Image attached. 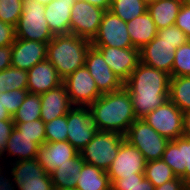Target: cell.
<instances>
[{
	"label": "cell",
	"mask_w": 190,
	"mask_h": 190,
	"mask_svg": "<svg viewBox=\"0 0 190 190\" xmlns=\"http://www.w3.org/2000/svg\"><path fill=\"white\" fill-rule=\"evenodd\" d=\"M169 82V74L139 62L124 82L137 119L144 118L169 99Z\"/></svg>",
	"instance_id": "obj_1"
},
{
	"label": "cell",
	"mask_w": 190,
	"mask_h": 190,
	"mask_svg": "<svg viewBox=\"0 0 190 190\" xmlns=\"http://www.w3.org/2000/svg\"><path fill=\"white\" fill-rule=\"evenodd\" d=\"M88 108L98 130L116 132L124 136L129 126L137 119L130 95L124 87L102 94Z\"/></svg>",
	"instance_id": "obj_2"
},
{
	"label": "cell",
	"mask_w": 190,
	"mask_h": 190,
	"mask_svg": "<svg viewBox=\"0 0 190 190\" xmlns=\"http://www.w3.org/2000/svg\"><path fill=\"white\" fill-rule=\"evenodd\" d=\"M91 45V41L74 34L54 35L48 42L47 59L63 80L85 66L86 54Z\"/></svg>",
	"instance_id": "obj_3"
},
{
	"label": "cell",
	"mask_w": 190,
	"mask_h": 190,
	"mask_svg": "<svg viewBox=\"0 0 190 190\" xmlns=\"http://www.w3.org/2000/svg\"><path fill=\"white\" fill-rule=\"evenodd\" d=\"M16 38L49 42L54 35L45 18V5L35 0H24L22 14L15 26Z\"/></svg>",
	"instance_id": "obj_4"
},
{
	"label": "cell",
	"mask_w": 190,
	"mask_h": 190,
	"mask_svg": "<svg viewBox=\"0 0 190 190\" xmlns=\"http://www.w3.org/2000/svg\"><path fill=\"white\" fill-rule=\"evenodd\" d=\"M124 139L125 136L120 133L98 130L94 138L80 150L79 154L85 163L107 171L116 158Z\"/></svg>",
	"instance_id": "obj_5"
},
{
	"label": "cell",
	"mask_w": 190,
	"mask_h": 190,
	"mask_svg": "<svg viewBox=\"0 0 190 190\" xmlns=\"http://www.w3.org/2000/svg\"><path fill=\"white\" fill-rule=\"evenodd\" d=\"M125 140L143 154L146 162L161 159L170 141L157 133L143 119H136L129 126Z\"/></svg>",
	"instance_id": "obj_6"
},
{
	"label": "cell",
	"mask_w": 190,
	"mask_h": 190,
	"mask_svg": "<svg viewBox=\"0 0 190 190\" xmlns=\"http://www.w3.org/2000/svg\"><path fill=\"white\" fill-rule=\"evenodd\" d=\"M142 119L169 140L183 135V112L169 99Z\"/></svg>",
	"instance_id": "obj_7"
},
{
	"label": "cell",
	"mask_w": 190,
	"mask_h": 190,
	"mask_svg": "<svg viewBox=\"0 0 190 190\" xmlns=\"http://www.w3.org/2000/svg\"><path fill=\"white\" fill-rule=\"evenodd\" d=\"M104 12V9L93 6L89 2L76 0L71 8V34L92 42L99 31Z\"/></svg>",
	"instance_id": "obj_8"
},
{
	"label": "cell",
	"mask_w": 190,
	"mask_h": 190,
	"mask_svg": "<svg viewBox=\"0 0 190 190\" xmlns=\"http://www.w3.org/2000/svg\"><path fill=\"white\" fill-rule=\"evenodd\" d=\"M67 141L80 152L98 131L87 106H73L67 113Z\"/></svg>",
	"instance_id": "obj_9"
},
{
	"label": "cell",
	"mask_w": 190,
	"mask_h": 190,
	"mask_svg": "<svg viewBox=\"0 0 190 190\" xmlns=\"http://www.w3.org/2000/svg\"><path fill=\"white\" fill-rule=\"evenodd\" d=\"M63 83L73 106L88 107L102 95L86 66L75 70Z\"/></svg>",
	"instance_id": "obj_10"
},
{
	"label": "cell",
	"mask_w": 190,
	"mask_h": 190,
	"mask_svg": "<svg viewBox=\"0 0 190 190\" xmlns=\"http://www.w3.org/2000/svg\"><path fill=\"white\" fill-rule=\"evenodd\" d=\"M91 44L92 46L134 48L127 30V22L110 10L103 13L99 31Z\"/></svg>",
	"instance_id": "obj_11"
},
{
	"label": "cell",
	"mask_w": 190,
	"mask_h": 190,
	"mask_svg": "<svg viewBox=\"0 0 190 190\" xmlns=\"http://www.w3.org/2000/svg\"><path fill=\"white\" fill-rule=\"evenodd\" d=\"M146 160L143 154L127 140L121 142L118 154L108 168L107 175L112 184L116 179L144 174Z\"/></svg>",
	"instance_id": "obj_12"
},
{
	"label": "cell",
	"mask_w": 190,
	"mask_h": 190,
	"mask_svg": "<svg viewBox=\"0 0 190 190\" xmlns=\"http://www.w3.org/2000/svg\"><path fill=\"white\" fill-rule=\"evenodd\" d=\"M85 66L102 94L115 92L124 87V82L104 61L102 53L92 45L87 51Z\"/></svg>",
	"instance_id": "obj_13"
},
{
	"label": "cell",
	"mask_w": 190,
	"mask_h": 190,
	"mask_svg": "<svg viewBox=\"0 0 190 190\" xmlns=\"http://www.w3.org/2000/svg\"><path fill=\"white\" fill-rule=\"evenodd\" d=\"M94 47L102 53L104 61L123 82L140 62V50L137 48Z\"/></svg>",
	"instance_id": "obj_14"
},
{
	"label": "cell",
	"mask_w": 190,
	"mask_h": 190,
	"mask_svg": "<svg viewBox=\"0 0 190 190\" xmlns=\"http://www.w3.org/2000/svg\"><path fill=\"white\" fill-rule=\"evenodd\" d=\"M48 42L16 38L12 44L11 67L30 70L47 59Z\"/></svg>",
	"instance_id": "obj_15"
},
{
	"label": "cell",
	"mask_w": 190,
	"mask_h": 190,
	"mask_svg": "<svg viewBox=\"0 0 190 190\" xmlns=\"http://www.w3.org/2000/svg\"><path fill=\"white\" fill-rule=\"evenodd\" d=\"M175 44L162 41L156 36L150 43L140 49V62L164 71L172 77V66L176 52Z\"/></svg>",
	"instance_id": "obj_16"
},
{
	"label": "cell",
	"mask_w": 190,
	"mask_h": 190,
	"mask_svg": "<svg viewBox=\"0 0 190 190\" xmlns=\"http://www.w3.org/2000/svg\"><path fill=\"white\" fill-rule=\"evenodd\" d=\"M79 154L69 141L45 142L39 149L37 161L47 174H51L57 167L67 163Z\"/></svg>",
	"instance_id": "obj_17"
},
{
	"label": "cell",
	"mask_w": 190,
	"mask_h": 190,
	"mask_svg": "<svg viewBox=\"0 0 190 190\" xmlns=\"http://www.w3.org/2000/svg\"><path fill=\"white\" fill-rule=\"evenodd\" d=\"M40 97V117L44 123L51 122L57 117H62L63 115H66L73 107L63 82L57 87H54L47 92L41 94Z\"/></svg>",
	"instance_id": "obj_18"
},
{
	"label": "cell",
	"mask_w": 190,
	"mask_h": 190,
	"mask_svg": "<svg viewBox=\"0 0 190 190\" xmlns=\"http://www.w3.org/2000/svg\"><path fill=\"white\" fill-rule=\"evenodd\" d=\"M27 72V90L29 93L41 95L63 82L54 65L48 59L35 64Z\"/></svg>",
	"instance_id": "obj_19"
},
{
	"label": "cell",
	"mask_w": 190,
	"mask_h": 190,
	"mask_svg": "<svg viewBox=\"0 0 190 190\" xmlns=\"http://www.w3.org/2000/svg\"><path fill=\"white\" fill-rule=\"evenodd\" d=\"M76 0H53L45 5V18L53 35L71 34V8Z\"/></svg>",
	"instance_id": "obj_20"
},
{
	"label": "cell",
	"mask_w": 190,
	"mask_h": 190,
	"mask_svg": "<svg viewBox=\"0 0 190 190\" xmlns=\"http://www.w3.org/2000/svg\"><path fill=\"white\" fill-rule=\"evenodd\" d=\"M127 30L132 45L139 50L150 43L158 33V29L147 11L143 15L128 21Z\"/></svg>",
	"instance_id": "obj_21"
},
{
	"label": "cell",
	"mask_w": 190,
	"mask_h": 190,
	"mask_svg": "<svg viewBox=\"0 0 190 190\" xmlns=\"http://www.w3.org/2000/svg\"><path fill=\"white\" fill-rule=\"evenodd\" d=\"M40 147L41 146L35 139L20 134L14 127L11 131L10 138L7 140V146L4 153H8V156L16 157L14 162L32 160L37 158Z\"/></svg>",
	"instance_id": "obj_22"
},
{
	"label": "cell",
	"mask_w": 190,
	"mask_h": 190,
	"mask_svg": "<svg viewBox=\"0 0 190 190\" xmlns=\"http://www.w3.org/2000/svg\"><path fill=\"white\" fill-rule=\"evenodd\" d=\"M182 4L183 0H157L147 5V12L160 30L175 25Z\"/></svg>",
	"instance_id": "obj_23"
},
{
	"label": "cell",
	"mask_w": 190,
	"mask_h": 190,
	"mask_svg": "<svg viewBox=\"0 0 190 190\" xmlns=\"http://www.w3.org/2000/svg\"><path fill=\"white\" fill-rule=\"evenodd\" d=\"M84 163L85 161L80 154H78L75 158L67 160V163L57 167L56 170L50 174L53 186L75 189Z\"/></svg>",
	"instance_id": "obj_24"
},
{
	"label": "cell",
	"mask_w": 190,
	"mask_h": 190,
	"mask_svg": "<svg viewBox=\"0 0 190 190\" xmlns=\"http://www.w3.org/2000/svg\"><path fill=\"white\" fill-rule=\"evenodd\" d=\"M75 189L111 190V183L106 171L99 169L94 165L84 163Z\"/></svg>",
	"instance_id": "obj_25"
},
{
	"label": "cell",
	"mask_w": 190,
	"mask_h": 190,
	"mask_svg": "<svg viewBox=\"0 0 190 190\" xmlns=\"http://www.w3.org/2000/svg\"><path fill=\"white\" fill-rule=\"evenodd\" d=\"M169 100L182 112L190 110V76L170 77Z\"/></svg>",
	"instance_id": "obj_26"
},
{
	"label": "cell",
	"mask_w": 190,
	"mask_h": 190,
	"mask_svg": "<svg viewBox=\"0 0 190 190\" xmlns=\"http://www.w3.org/2000/svg\"><path fill=\"white\" fill-rule=\"evenodd\" d=\"M10 179V177H2L0 181V190H53V182L50 174L43 177L31 179ZM15 185H14V183ZM16 186V187H15Z\"/></svg>",
	"instance_id": "obj_27"
},
{
	"label": "cell",
	"mask_w": 190,
	"mask_h": 190,
	"mask_svg": "<svg viewBox=\"0 0 190 190\" xmlns=\"http://www.w3.org/2000/svg\"><path fill=\"white\" fill-rule=\"evenodd\" d=\"M114 15L128 22L147 11V4L142 0H111L109 9Z\"/></svg>",
	"instance_id": "obj_28"
},
{
	"label": "cell",
	"mask_w": 190,
	"mask_h": 190,
	"mask_svg": "<svg viewBox=\"0 0 190 190\" xmlns=\"http://www.w3.org/2000/svg\"><path fill=\"white\" fill-rule=\"evenodd\" d=\"M28 72L9 67L0 71V93L11 90H27Z\"/></svg>",
	"instance_id": "obj_29"
},
{
	"label": "cell",
	"mask_w": 190,
	"mask_h": 190,
	"mask_svg": "<svg viewBox=\"0 0 190 190\" xmlns=\"http://www.w3.org/2000/svg\"><path fill=\"white\" fill-rule=\"evenodd\" d=\"M41 97L39 94L29 93L20 108L12 117L14 122H29L41 119Z\"/></svg>",
	"instance_id": "obj_30"
},
{
	"label": "cell",
	"mask_w": 190,
	"mask_h": 190,
	"mask_svg": "<svg viewBox=\"0 0 190 190\" xmlns=\"http://www.w3.org/2000/svg\"><path fill=\"white\" fill-rule=\"evenodd\" d=\"M144 177L148 179L154 187H158L166 181L174 180L177 176L165 161L159 159L146 162Z\"/></svg>",
	"instance_id": "obj_31"
},
{
	"label": "cell",
	"mask_w": 190,
	"mask_h": 190,
	"mask_svg": "<svg viewBox=\"0 0 190 190\" xmlns=\"http://www.w3.org/2000/svg\"><path fill=\"white\" fill-rule=\"evenodd\" d=\"M13 179H31L43 177L47 172L40 166L37 159L21 160L10 163Z\"/></svg>",
	"instance_id": "obj_32"
},
{
	"label": "cell",
	"mask_w": 190,
	"mask_h": 190,
	"mask_svg": "<svg viewBox=\"0 0 190 190\" xmlns=\"http://www.w3.org/2000/svg\"><path fill=\"white\" fill-rule=\"evenodd\" d=\"M161 159L177 177L182 176L181 137L169 141Z\"/></svg>",
	"instance_id": "obj_33"
},
{
	"label": "cell",
	"mask_w": 190,
	"mask_h": 190,
	"mask_svg": "<svg viewBox=\"0 0 190 190\" xmlns=\"http://www.w3.org/2000/svg\"><path fill=\"white\" fill-rule=\"evenodd\" d=\"M112 190H154V185L144 177V174L116 179L111 184Z\"/></svg>",
	"instance_id": "obj_34"
},
{
	"label": "cell",
	"mask_w": 190,
	"mask_h": 190,
	"mask_svg": "<svg viewBox=\"0 0 190 190\" xmlns=\"http://www.w3.org/2000/svg\"><path fill=\"white\" fill-rule=\"evenodd\" d=\"M14 127L20 134L35 139L40 146L46 142L45 123L41 119L25 123L14 122Z\"/></svg>",
	"instance_id": "obj_35"
},
{
	"label": "cell",
	"mask_w": 190,
	"mask_h": 190,
	"mask_svg": "<svg viewBox=\"0 0 190 190\" xmlns=\"http://www.w3.org/2000/svg\"><path fill=\"white\" fill-rule=\"evenodd\" d=\"M190 76V40L176 49L172 77Z\"/></svg>",
	"instance_id": "obj_36"
},
{
	"label": "cell",
	"mask_w": 190,
	"mask_h": 190,
	"mask_svg": "<svg viewBox=\"0 0 190 190\" xmlns=\"http://www.w3.org/2000/svg\"><path fill=\"white\" fill-rule=\"evenodd\" d=\"M24 0H0V20L16 26L22 14Z\"/></svg>",
	"instance_id": "obj_37"
},
{
	"label": "cell",
	"mask_w": 190,
	"mask_h": 190,
	"mask_svg": "<svg viewBox=\"0 0 190 190\" xmlns=\"http://www.w3.org/2000/svg\"><path fill=\"white\" fill-rule=\"evenodd\" d=\"M67 114L45 123L46 142L67 141Z\"/></svg>",
	"instance_id": "obj_38"
},
{
	"label": "cell",
	"mask_w": 190,
	"mask_h": 190,
	"mask_svg": "<svg viewBox=\"0 0 190 190\" xmlns=\"http://www.w3.org/2000/svg\"><path fill=\"white\" fill-rule=\"evenodd\" d=\"M28 94V90H11L1 93V103L13 117L17 110L22 105L25 97Z\"/></svg>",
	"instance_id": "obj_39"
},
{
	"label": "cell",
	"mask_w": 190,
	"mask_h": 190,
	"mask_svg": "<svg viewBox=\"0 0 190 190\" xmlns=\"http://www.w3.org/2000/svg\"><path fill=\"white\" fill-rule=\"evenodd\" d=\"M157 36L161 38L162 41L175 44L176 48H179L181 45L186 44L190 40L176 25L158 30Z\"/></svg>",
	"instance_id": "obj_40"
},
{
	"label": "cell",
	"mask_w": 190,
	"mask_h": 190,
	"mask_svg": "<svg viewBox=\"0 0 190 190\" xmlns=\"http://www.w3.org/2000/svg\"><path fill=\"white\" fill-rule=\"evenodd\" d=\"M182 176L185 184L190 187V138L181 137Z\"/></svg>",
	"instance_id": "obj_41"
},
{
	"label": "cell",
	"mask_w": 190,
	"mask_h": 190,
	"mask_svg": "<svg viewBox=\"0 0 190 190\" xmlns=\"http://www.w3.org/2000/svg\"><path fill=\"white\" fill-rule=\"evenodd\" d=\"M175 25L190 39V7L182 4Z\"/></svg>",
	"instance_id": "obj_42"
},
{
	"label": "cell",
	"mask_w": 190,
	"mask_h": 190,
	"mask_svg": "<svg viewBox=\"0 0 190 190\" xmlns=\"http://www.w3.org/2000/svg\"><path fill=\"white\" fill-rule=\"evenodd\" d=\"M13 128V120H0V159H2V156H4L7 140L10 138Z\"/></svg>",
	"instance_id": "obj_43"
},
{
	"label": "cell",
	"mask_w": 190,
	"mask_h": 190,
	"mask_svg": "<svg viewBox=\"0 0 190 190\" xmlns=\"http://www.w3.org/2000/svg\"><path fill=\"white\" fill-rule=\"evenodd\" d=\"M15 39V27L0 20V47L12 45Z\"/></svg>",
	"instance_id": "obj_44"
},
{
	"label": "cell",
	"mask_w": 190,
	"mask_h": 190,
	"mask_svg": "<svg viewBox=\"0 0 190 190\" xmlns=\"http://www.w3.org/2000/svg\"><path fill=\"white\" fill-rule=\"evenodd\" d=\"M154 190H189V187L183 179L176 177L174 180L166 181L161 186L155 187Z\"/></svg>",
	"instance_id": "obj_45"
},
{
	"label": "cell",
	"mask_w": 190,
	"mask_h": 190,
	"mask_svg": "<svg viewBox=\"0 0 190 190\" xmlns=\"http://www.w3.org/2000/svg\"><path fill=\"white\" fill-rule=\"evenodd\" d=\"M12 45L0 47V71L11 67Z\"/></svg>",
	"instance_id": "obj_46"
},
{
	"label": "cell",
	"mask_w": 190,
	"mask_h": 190,
	"mask_svg": "<svg viewBox=\"0 0 190 190\" xmlns=\"http://www.w3.org/2000/svg\"><path fill=\"white\" fill-rule=\"evenodd\" d=\"M183 137L190 138V110L183 112Z\"/></svg>",
	"instance_id": "obj_47"
},
{
	"label": "cell",
	"mask_w": 190,
	"mask_h": 190,
	"mask_svg": "<svg viewBox=\"0 0 190 190\" xmlns=\"http://www.w3.org/2000/svg\"><path fill=\"white\" fill-rule=\"evenodd\" d=\"M85 2H89L93 6L104 9L105 11L110 9L111 0H83Z\"/></svg>",
	"instance_id": "obj_48"
},
{
	"label": "cell",
	"mask_w": 190,
	"mask_h": 190,
	"mask_svg": "<svg viewBox=\"0 0 190 190\" xmlns=\"http://www.w3.org/2000/svg\"><path fill=\"white\" fill-rule=\"evenodd\" d=\"M0 120H13L12 116L9 114V112L1 103V93H0Z\"/></svg>",
	"instance_id": "obj_49"
},
{
	"label": "cell",
	"mask_w": 190,
	"mask_h": 190,
	"mask_svg": "<svg viewBox=\"0 0 190 190\" xmlns=\"http://www.w3.org/2000/svg\"><path fill=\"white\" fill-rule=\"evenodd\" d=\"M35 1H37V2H39V3H41V4H44V5H46V4H49L51 1H53V0H35Z\"/></svg>",
	"instance_id": "obj_50"
},
{
	"label": "cell",
	"mask_w": 190,
	"mask_h": 190,
	"mask_svg": "<svg viewBox=\"0 0 190 190\" xmlns=\"http://www.w3.org/2000/svg\"><path fill=\"white\" fill-rule=\"evenodd\" d=\"M53 190H76L74 188H59V187H54Z\"/></svg>",
	"instance_id": "obj_51"
},
{
	"label": "cell",
	"mask_w": 190,
	"mask_h": 190,
	"mask_svg": "<svg viewBox=\"0 0 190 190\" xmlns=\"http://www.w3.org/2000/svg\"><path fill=\"white\" fill-rule=\"evenodd\" d=\"M145 4L149 5L157 0H142Z\"/></svg>",
	"instance_id": "obj_52"
},
{
	"label": "cell",
	"mask_w": 190,
	"mask_h": 190,
	"mask_svg": "<svg viewBox=\"0 0 190 190\" xmlns=\"http://www.w3.org/2000/svg\"><path fill=\"white\" fill-rule=\"evenodd\" d=\"M183 4L190 7V0H183Z\"/></svg>",
	"instance_id": "obj_53"
},
{
	"label": "cell",
	"mask_w": 190,
	"mask_h": 190,
	"mask_svg": "<svg viewBox=\"0 0 190 190\" xmlns=\"http://www.w3.org/2000/svg\"><path fill=\"white\" fill-rule=\"evenodd\" d=\"M3 169L4 168L0 166V181H1L2 177H3V172H2Z\"/></svg>",
	"instance_id": "obj_54"
}]
</instances>
